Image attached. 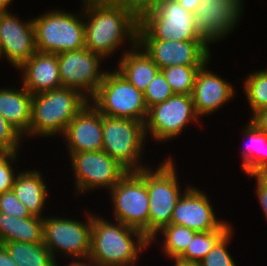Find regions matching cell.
<instances>
[{
    "instance_id": "cell-1",
    "label": "cell",
    "mask_w": 267,
    "mask_h": 266,
    "mask_svg": "<svg viewBox=\"0 0 267 266\" xmlns=\"http://www.w3.org/2000/svg\"><path fill=\"white\" fill-rule=\"evenodd\" d=\"M82 1L86 19L85 48L106 58L114 54L126 38L131 48L137 45L139 14L133 8L115 0Z\"/></svg>"
},
{
    "instance_id": "cell-2",
    "label": "cell",
    "mask_w": 267,
    "mask_h": 266,
    "mask_svg": "<svg viewBox=\"0 0 267 266\" xmlns=\"http://www.w3.org/2000/svg\"><path fill=\"white\" fill-rule=\"evenodd\" d=\"M149 246L150 240L140 230L92 214L88 260L96 266H135L139 254Z\"/></svg>"
},
{
    "instance_id": "cell-3",
    "label": "cell",
    "mask_w": 267,
    "mask_h": 266,
    "mask_svg": "<svg viewBox=\"0 0 267 266\" xmlns=\"http://www.w3.org/2000/svg\"><path fill=\"white\" fill-rule=\"evenodd\" d=\"M88 102L80 91L64 86L34 94L29 135H63L71 120Z\"/></svg>"
},
{
    "instance_id": "cell-4",
    "label": "cell",
    "mask_w": 267,
    "mask_h": 266,
    "mask_svg": "<svg viewBox=\"0 0 267 266\" xmlns=\"http://www.w3.org/2000/svg\"><path fill=\"white\" fill-rule=\"evenodd\" d=\"M137 40L205 41L194 26V14L178 0H157L139 13Z\"/></svg>"
},
{
    "instance_id": "cell-5",
    "label": "cell",
    "mask_w": 267,
    "mask_h": 266,
    "mask_svg": "<svg viewBox=\"0 0 267 266\" xmlns=\"http://www.w3.org/2000/svg\"><path fill=\"white\" fill-rule=\"evenodd\" d=\"M50 10L33 18L38 52L59 54L85 48L84 14ZM82 17H80V16Z\"/></svg>"
},
{
    "instance_id": "cell-6",
    "label": "cell",
    "mask_w": 267,
    "mask_h": 266,
    "mask_svg": "<svg viewBox=\"0 0 267 266\" xmlns=\"http://www.w3.org/2000/svg\"><path fill=\"white\" fill-rule=\"evenodd\" d=\"M173 158L164 160L155 171L145 168V182L149 198V240L153 243L158 233L171 222L173 210L183 195L180 193L177 169ZM152 169V170H151Z\"/></svg>"
},
{
    "instance_id": "cell-7",
    "label": "cell",
    "mask_w": 267,
    "mask_h": 266,
    "mask_svg": "<svg viewBox=\"0 0 267 266\" xmlns=\"http://www.w3.org/2000/svg\"><path fill=\"white\" fill-rule=\"evenodd\" d=\"M102 114L114 118L146 121L148 108L144 94L116 69L105 73L96 94L89 100Z\"/></svg>"
},
{
    "instance_id": "cell-8",
    "label": "cell",
    "mask_w": 267,
    "mask_h": 266,
    "mask_svg": "<svg viewBox=\"0 0 267 266\" xmlns=\"http://www.w3.org/2000/svg\"><path fill=\"white\" fill-rule=\"evenodd\" d=\"M103 151L127 171H140L146 143L144 122L102 115ZM144 143V144H143Z\"/></svg>"
},
{
    "instance_id": "cell-9",
    "label": "cell",
    "mask_w": 267,
    "mask_h": 266,
    "mask_svg": "<svg viewBox=\"0 0 267 266\" xmlns=\"http://www.w3.org/2000/svg\"><path fill=\"white\" fill-rule=\"evenodd\" d=\"M109 191L115 221L140 230L149 240V198L145 168L128 171Z\"/></svg>"
},
{
    "instance_id": "cell-10",
    "label": "cell",
    "mask_w": 267,
    "mask_h": 266,
    "mask_svg": "<svg viewBox=\"0 0 267 266\" xmlns=\"http://www.w3.org/2000/svg\"><path fill=\"white\" fill-rule=\"evenodd\" d=\"M87 214V222L68 218L44 216L43 244L55 258L56 252L73 260H88L91 251L92 215ZM89 214V215H88Z\"/></svg>"
},
{
    "instance_id": "cell-11",
    "label": "cell",
    "mask_w": 267,
    "mask_h": 266,
    "mask_svg": "<svg viewBox=\"0 0 267 266\" xmlns=\"http://www.w3.org/2000/svg\"><path fill=\"white\" fill-rule=\"evenodd\" d=\"M191 95L173 94L166 101L148 109L144 123L147 131L156 141L171 140L179 136L188 123L198 120ZM191 121V122H190Z\"/></svg>"
},
{
    "instance_id": "cell-12",
    "label": "cell",
    "mask_w": 267,
    "mask_h": 266,
    "mask_svg": "<svg viewBox=\"0 0 267 266\" xmlns=\"http://www.w3.org/2000/svg\"><path fill=\"white\" fill-rule=\"evenodd\" d=\"M69 155L75 177V194L97 188L110 190L128 172L103 150Z\"/></svg>"
},
{
    "instance_id": "cell-13",
    "label": "cell",
    "mask_w": 267,
    "mask_h": 266,
    "mask_svg": "<svg viewBox=\"0 0 267 266\" xmlns=\"http://www.w3.org/2000/svg\"><path fill=\"white\" fill-rule=\"evenodd\" d=\"M57 58L62 86L74 88L90 100L106 73L100 70L104 58L87 48L62 52L57 54Z\"/></svg>"
},
{
    "instance_id": "cell-14",
    "label": "cell",
    "mask_w": 267,
    "mask_h": 266,
    "mask_svg": "<svg viewBox=\"0 0 267 266\" xmlns=\"http://www.w3.org/2000/svg\"><path fill=\"white\" fill-rule=\"evenodd\" d=\"M242 4L243 0L201 1L193 13L194 26L208 45L232 33L242 18Z\"/></svg>"
},
{
    "instance_id": "cell-15",
    "label": "cell",
    "mask_w": 267,
    "mask_h": 266,
    "mask_svg": "<svg viewBox=\"0 0 267 266\" xmlns=\"http://www.w3.org/2000/svg\"><path fill=\"white\" fill-rule=\"evenodd\" d=\"M137 45L161 69L169 66H203L211 60L205 41L137 40Z\"/></svg>"
},
{
    "instance_id": "cell-16",
    "label": "cell",
    "mask_w": 267,
    "mask_h": 266,
    "mask_svg": "<svg viewBox=\"0 0 267 266\" xmlns=\"http://www.w3.org/2000/svg\"><path fill=\"white\" fill-rule=\"evenodd\" d=\"M36 52L33 20L23 22L10 11L0 13V58L6 56L18 69Z\"/></svg>"
},
{
    "instance_id": "cell-17",
    "label": "cell",
    "mask_w": 267,
    "mask_h": 266,
    "mask_svg": "<svg viewBox=\"0 0 267 266\" xmlns=\"http://www.w3.org/2000/svg\"><path fill=\"white\" fill-rule=\"evenodd\" d=\"M178 200L170 224L186 226L196 232L217 230L225 221H218L207 194L186 186Z\"/></svg>"
},
{
    "instance_id": "cell-18",
    "label": "cell",
    "mask_w": 267,
    "mask_h": 266,
    "mask_svg": "<svg viewBox=\"0 0 267 266\" xmlns=\"http://www.w3.org/2000/svg\"><path fill=\"white\" fill-rule=\"evenodd\" d=\"M62 136L70 153L102 151V114L89 101L71 120Z\"/></svg>"
},
{
    "instance_id": "cell-19",
    "label": "cell",
    "mask_w": 267,
    "mask_h": 266,
    "mask_svg": "<svg viewBox=\"0 0 267 266\" xmlns=\"http://www.w3.org/2000/svg\"><path fill=\"white\" fill-rule=\"evenodd\" d=\"M208 63L210 62L198 69L191 94L195 113L199 119L200 116L214 113L235 94V88L230 82L206 69Z\"/></svg>"
},
{
    "instance_id": "cell-20",
    "label": "cell",
    "mask_w": 267,
    "mask_h": 266,
    "mask_svg": "<svg viewBox=\"0 0 267 266\" xmlns=\"http://www.w3.org/2000/svg\"><path fill=\"white\" fill-rule=\"evenodd\" d=\"M18 70L22 86L32 95L62 87L57 54L36 52Z\"/></svg>"
},
{
    "instance_id": "cell-21",
    "label": "cell",
    "mask_w": 267,
    "mask_h": 266,
    "mask_svg": "<svg viewBox=\"0 0 267 266\" xmlns=\"http://www.w3.org/2000/svg\"><path fill=\"white\" fill-rule=\"evenodd\" d=\"M32 96L24 86L21 89L0 88V115L23 137L29 136Z\"/></svg>"
},
{
    "instance_id": "cell-22",
    "label": "cell",
    "mask_w": 267,
    "mask_h": 266,
    "mask_svg": "<svg viewBox=\"0 0 267 266\" xmlns=\"http://www.w3.org/2000/svg\"><path fill=\"white\" fill-rule=\"evenodd\" d=\"M48 187L44 183L43 176L40 171L26 170L18 171V175L12 186L18 200L27 208L32 216L44 218L42 210H44L45 202L48 197Z\"/></svg>"
},
{
    "instance_id": "cell-23",
    "label": "cell",
    "mask_w": 267,
    "mask_h": 266,
    "mask_svg": "<svg viewBox=\"0 0 267 266\" xmlns=\"http://www.w3.org/2000/svg\"><path fill=\"white\" fill-rule=\"evenodd\" d=\"M123 53L117 71L144 93L160 68L138 45Z\"/></svg>"
},
{
    "instance_id": "cell-24",
    "label": "cell",
    "mask_w": 267,
    "mask_h": 266,
    "mask_svg": "<svg viewBox=\"0 0 267 266\" xmlns=\"http://www.w3.org/2000/svg\"><path fill=\"white\" fill-rule=\"evenodd\" d=\"M242 132L248 144L242 151L241 168L247 175L261 174L267 169V134L257 129L250 121L243 127Z\"/></svg>"
},
{
    "instance_id": "cell-25",
    "label": "cell",
    "mask_w": 267,
    "mask_h": 266,
    "mask_svg": "<svg viewBox=\"0 0 267 266\" xmlns=\"http://www.w3.org/2000/svg\"><path fill=\"white\" fill-rule=\"evenodd\" d=\"M18 266H56V258L43 243H2Z\"/></svg>"
},
{
    "instance_id": "cell-26",
    "label": "cell",
    "mask_w": 267,
    "mask_h": 266,
    "mask_svg": "<svg viewBox=\"0 0 267 266\" xmlns=\"http://www.w3.org/2000/svg\"><path fill=\"white\" fill-rule=\"evenodd\" d=\"M231 229L226 221L217 230L197 232L179 259L199 263Z\"/></svg>"
},
{
    "instance_id": "cell-27",
    "label": "cell",
    "mask_w": 267,
    "mask_h": 266,
    "mask_svg": "<svg viewBox=\"0 0 267 266\" xmlns=\"http://www.w3.org/2000/svg\"><path fill=\"white\" fill-rule=\"evenodd\" d=\"M162 232V233H161ZM159 233L163 235L162 252L168 258H179L191 243L196 231L181 225L169 224L165 226Z\"/></svg>"
},
{
    "instance_id": "cell-28",
    "label": "cell",
    "mask_w": 267,
    "mask_h": 266,
    "mask_svg": "<svg viewBox=\"0 0 267 266\" xmlns=\"http://www.w3.org/2000/svg\"><path fill=\"white\" fill-rule=\"evenodd\" d=\"M202 66H169L161 69L174 94L191 95L198 69Z\"/></svg>"
},
{
    "instance_id": "cell-29",
    "label": "cell",
    "mask_w": 267,
    "mask_h": 266,
    "mask_svg": "<svg viewBox=\"0 0 267 266\" xmlns=\"http://www.w3.org/2000/svg\"><path fill=\"white\" fill-rule=\"evenodd\" d=\"M243 85L252 112L267 107V69L248 74Z\"/></svg>"
},
{
    "instance_id": "cell-30",
    "label": "cell",
    "mask_w": 267,
    "mask_h": 266,
    "mask_svg": "<svg viewBox=\"0 0 267 266\" xmlns=\"http://www.w3.org/2000/svg\"><path fill=\"white\" fill-rule=\"evenodd\" d=\"M144 101L150 107L169 99L174 93L168 84L165 75L160 70L144 91Z\"/></svg>"
},
{
    "instance_id": "cell-31",
    "label": "cell",
    "mask_w": 267,
    "mask_h": 266,
    "mask_svg": "<svg viewBox=\"0 0 267 266\" xmlns=\"http://www.w3.org/2000/svg\"><path fill=\"white\" fill-rule=\"evenodd\" d=\"M233 229H231L199 262L201 266H237L233 257L226 249L231 240Z\"/></svg>"
},
{
    "instance_id": "cell-32",
    "label": "cell",
    "mask_w": 267,
    "mask_h": 266,
    "mask_svg": "<svg viewBox=\"0 0 267 266\" xmlns=\"http://www.w3.org/2000/svg\"><path fill=\"white\" fill-rule=\"evenodd\" d=\"M17 242L43 243V218H19Z\"/></svg>"
},
{
    "instance_id": "cell-33",
    "label": "cell",
    "mask_w": 267,
    "mask_h": 266,
    "mask_svg": "<svg viewBox=\"0 0 267 266\" xmlns=\"http://www.w3.org/2000/svg\"><path fill=\"white\" fill-rule=\"evenodd\" d=\"M23 136L0 115V153L19 151Z\"/></svg>"
},
{
    "instance_id": "cell-34",
    "label": "cell",
    "mask_w": 267,
    "mask_h": 266,
    "mask_svg": "<svg viewBox=\"0 0 267 266\" xmlns=\"http://www.w3.org/2000/svg\"><path fill=\"white\" fill-rule=\"evenodd\" d=\"M17 155H19L17 152L0 153V194L12 190L18 173L15 174L11 164L16 162Z\"/></svg>"
},
{
    "instance_id": "cell-35",
    "label": "cell",
    "mask_w": 267,
    "mask_h": 266,
    "mask_svg": "<svg viewBox=\"0 0 267 266\" xmlns=\"http://www.w3.org/2000/svg\"><path fill=\"white\" fill-rule=\"evenodd\" d=\"M0 212L18 218L32 216L12 190L0 194Z\"/></svg>"
},
{
    "instance_id": "cell-36",
    "label": "cell",
    "mask_w": 267,
    "mask_h": 266,
    "mask_svg": "<svg viewBox=\"0 0 267 266\" xmlns=\"http://www.w3.org/2000/svg\"><path fill=\"white\" fill-rule=\"evenodd\" d=\"M19 218L0 212V244L17 242Z\"/></svg>"
},
{
    "instance_id": "cell-37",
    "label": "cell",
    "mask_w": 267,
    "mask_h": 266,
    "mask_svg": "<svg viewBox=\"0 0 267 266\" xmlns=\"http://www.w3.org/2000/svg\"><path fill=\"white\" fill-rule=\"evenodd\" d=\"M249 177H256V196L267 220V181L260 174H251Z\"/></svg>"
},
{
    "instance_id": "cell-38",
    "label": "cell",
    "mask_w": 267,
    "mask_h": 266,
    "mask_svg": "<svg viewBox=\"0 0 267 266\" xmlns=\"http://www.w3.org/2000/svg\"><path fill=\"white\" fill-rule=\"evenodd\" d=\"M249 120L257 129L267 134V107L258 109L252 113Z\"/></svg>"
},
{
    "instance_id": "cell-39",
    "label": "cell",
    "mask_w": 267,
    "mask_h": 266,
    "mask_svg": "<svg viewBox=\"0 0 267 266\" xmlns=\"http://www.w3.org/2000/svg\"><path fill=\"white\" fill-rule=\"evenodd\" d=\"M115 1L128 5L139 14L142 10L151 7L157 0H115Z\"/></svg>"
},
{
    "instance_id": "cell-40",
    "label": "cell",
    "mask_w": 267,
    "mask_h": 266,
    "mask_svg": "<svg viewBox=\"0 0 267 266\" xmlns=\"http://www.w3.org/2000/svg\"><path fill=\"white\" fill-rule=\"evenodd\" d=\"M0 266H18L3 244H0Z\"/></svg>"
},
{
    "instance_id": "cell-41",
    "label": "cell",
    "mask_w": 267,
    "mask_h": 266,
    "mask_svg": "<svg viewBox=\"0 0 267 266\" xmlns=\"http://www.w3.org/2000/svg\"><path fill=\"white\" fill-rule=\"evenodd\" d=\"M202 0H178L180 5L187 11L194 13Z\"/></svg>"
},
{
    "instance_id": "cell-42",
    "label": "cell",
    "mask_w": 267,
    "mask_h": 266,
    "mask_svg": "<svg viewBox=\"0 0 267 266\" xmlns=\"http://www.w3.org/2000/svg\"><path fill=\"white\" fill-rule=\"evenodd\" d=\"M172 260H175V264L174 266H201L200 263H197V262H188V261H184V260H181L179 258H175V259H172Z\"/></svg>"
},
{
    "instance_id": "cell-43",
    "label": "cell",
    "mask_w": 267,
    "mask_h": 266,
    "mask_svg": "<svg viewBox=\"0 0 267 266\" xmlns=\"http://www.w3.org/2000/svg\"><path fill=\"white\" fill-rule=\"evenodd\" d=\"M87 262H83L81 260L77 261V260H73L72 263H70L68 266H96L95 264H93L92 262H90L89 260H86ZM58 266V264L56 265Z\"/></svg>"
},
{
    "instance_id": "cell-44",
    "label": "cell",
    "mask_w": 267,
    "mask_h": 266,
    "mask_svg": "<svg viewBox=\"0 0 267 266\" xmlns=\"http://www.w3.org/2000/svg\"><path fill=\"white\" fill-rule=\"evenodd\" d=\"M11 1L13 0H0V13L9 11L7 8L10 5Z\"/></svg>"
},
{
    "instance_id": "cell-45",
    "label": "cell",
    "mask_w": 267,
    "mask_h": 266,
    "mask_svg": "<svg viewBox=\"0 0 267 266\" xmlns=\"http://www.w3.org/2000/svg\"><path fill=\"white\" fill-rule=\"evenodd\" d=\"M267 181V169L260 174Z\"/></svg>"
}]
</instances>
